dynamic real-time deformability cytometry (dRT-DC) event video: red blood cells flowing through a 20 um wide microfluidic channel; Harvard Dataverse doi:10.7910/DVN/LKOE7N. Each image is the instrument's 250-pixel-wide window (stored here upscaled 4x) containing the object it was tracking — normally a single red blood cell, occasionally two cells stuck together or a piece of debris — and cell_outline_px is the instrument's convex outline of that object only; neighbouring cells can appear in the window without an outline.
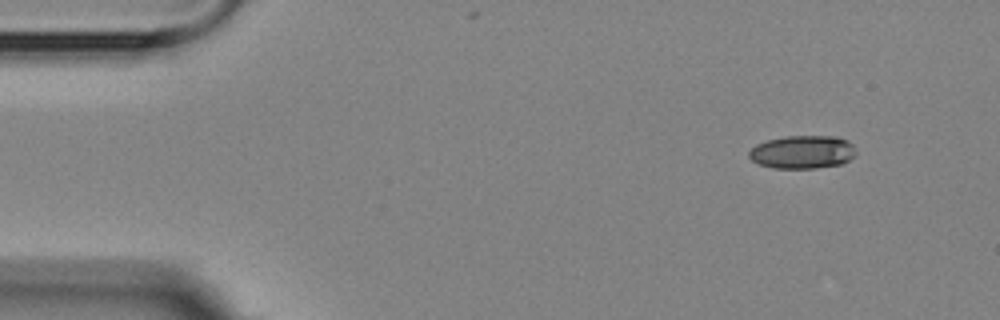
{"species": "Egyptian fruit bat (a non-hibernating species)", "species_latin": "Rousettus aegyptiacus", "temperature_condition": "room temperature", "stored_images_in_passage": 5, "camera_frame_rate_fps": 3000, "um_per_image_px": 0.085, "animal": {"sex": "female"}, "frame": {"image": 1, "passage_image": 1, "time_ms": 0.0, "image_size_px": [1000, 320], "cell_outline_px": [[856, 156], [840, 164], [816, 168], [772, 168], [760, 164], [752, 160], [748, 156], [748, 152], [756, 144], [768, 140], [784, 136], [836, 136], [848, 140], [856, 148]], "centroid_in_image_um": [68.23, 12.91], "position_along_channel_um": 16.8, "area_um2": 20.81}}